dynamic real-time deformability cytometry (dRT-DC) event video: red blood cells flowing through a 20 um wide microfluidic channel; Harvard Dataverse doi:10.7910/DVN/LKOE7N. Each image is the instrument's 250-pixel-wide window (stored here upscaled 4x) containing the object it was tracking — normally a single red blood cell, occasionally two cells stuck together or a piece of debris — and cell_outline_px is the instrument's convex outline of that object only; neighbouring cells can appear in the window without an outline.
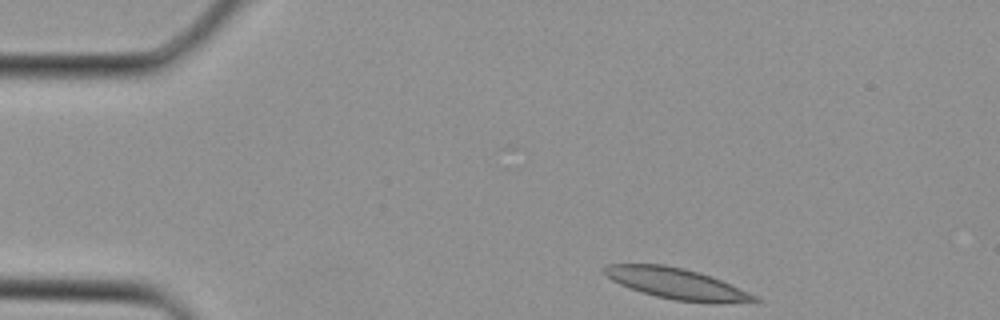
{"species": "Egyptian fruit bat (a non-hibernating species)", "species_latin": "Rousettus aegyptiacus", "temperature_condition": "cold", "stored_images_in_passage": 4, "segment_of_instrument_passage": [2, 2], "camera_frame_rate_fps": 3000, "um_per_image_px": 0.085, "animal": {"sex": "female"}, "frame": {"image": 1, "passage_image": 4, "time_ms": 1.0, "image_size_px": [1000, 320], "cell_outline_px": [[760, 300], [676, 300], [656, 296], [640, 292], [620, 284], [612, 280], [604, 272], [604, 268], [608, 264], [664, 264], [684, 268], [720, 280], [748, 292], [756, 296]], "centroid_in_image_um": [57.31, 24.04], "position_along_channel_um": 27.7, "area_um2": 25.32}}